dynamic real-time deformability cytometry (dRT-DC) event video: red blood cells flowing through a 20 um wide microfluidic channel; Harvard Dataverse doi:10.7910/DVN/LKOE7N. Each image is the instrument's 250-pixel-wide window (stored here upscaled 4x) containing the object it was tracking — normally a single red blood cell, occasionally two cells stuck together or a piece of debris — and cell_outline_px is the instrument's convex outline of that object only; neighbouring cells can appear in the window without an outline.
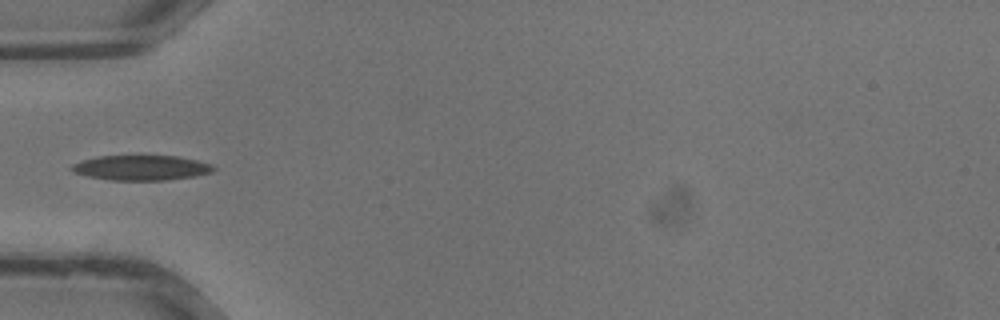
{"species": "common noctule bat (a hibernating species)", "species_latin": "Nyctalus noctula", "temperature_condition": "warm", "stored_images_in_passage": 16, "camera_frame_rate_fps": 3000, "um_per_image_px": 0.085, "animal": {"sex": "male", "body_mass_g": 13.3}, "frame": {"image": 1, "passage_image": 4, "time_ms": 1.0, "image_size_px": [1000, 320], "cell_outline_px": [[216, 168], [212, 172], [196, 176], [164, 180], [108, 180], [88, 176], [72, 172], [68, 168], [72, 164], [84, 160], [100, 156], [176, 156], [196, 160], [212, 164]], "centroid_in_image_um": [12.0, 14.26], "position_along_channel_um": 73.0, "area_um2": 20.63}}
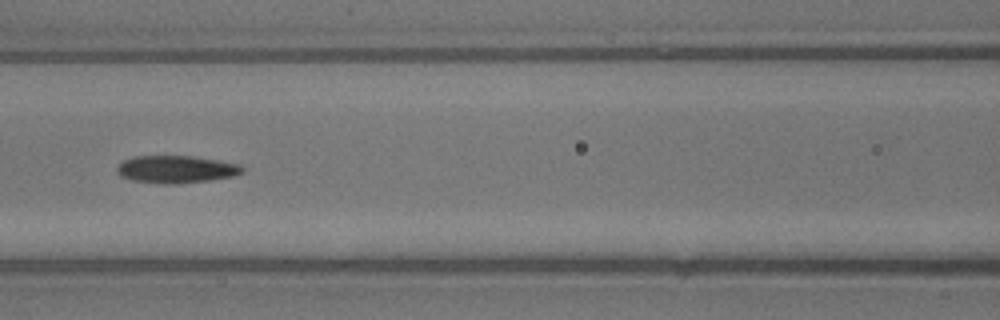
{"frame": {"image": 2, "passage_image": 8, "time_ms": 2.333, "image_size_px": [1000, 320], "cell_outline_px": [[244, 172], [236, 176], [208, 180], [176, 184], [164, 184], [132, 180], [120, 176], [116, 172], [116, 168], [124, 160], [132, 156], [192, 156], [240, 164], [244, 168]], "centroid_in_image_um": [14.98, 14.39], "position_along_channel_um": 151.6, "area_um2": 20.11}}
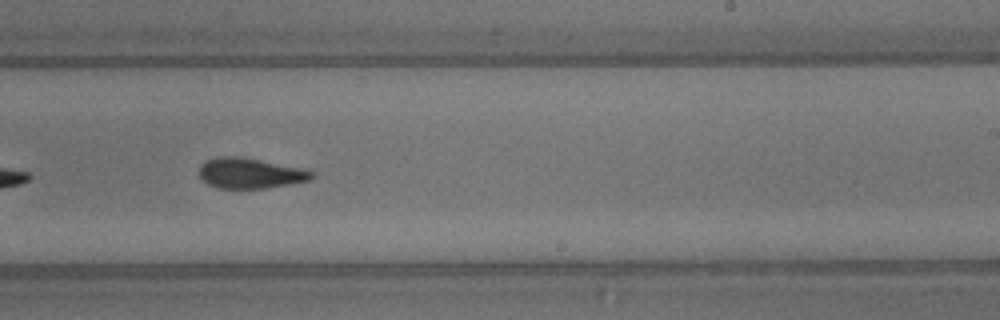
{"frame": {"image": 3, "passage_image": 14, "time_ms": 4.333, "image_size_px": [1000, 320], "cell_outline_px": [[312, 176], [308, 180], [288, 184], [264, 188], [220, 188], [208, 184], [200, 180], [200, 164], [204, 160], [216, 156], [236, 156], [304, 168], [312, 172]], "centroid_in_image_um": [21.18, 14.71], "position_along_channel_um": 267.8, "area_um2": 19.77}}